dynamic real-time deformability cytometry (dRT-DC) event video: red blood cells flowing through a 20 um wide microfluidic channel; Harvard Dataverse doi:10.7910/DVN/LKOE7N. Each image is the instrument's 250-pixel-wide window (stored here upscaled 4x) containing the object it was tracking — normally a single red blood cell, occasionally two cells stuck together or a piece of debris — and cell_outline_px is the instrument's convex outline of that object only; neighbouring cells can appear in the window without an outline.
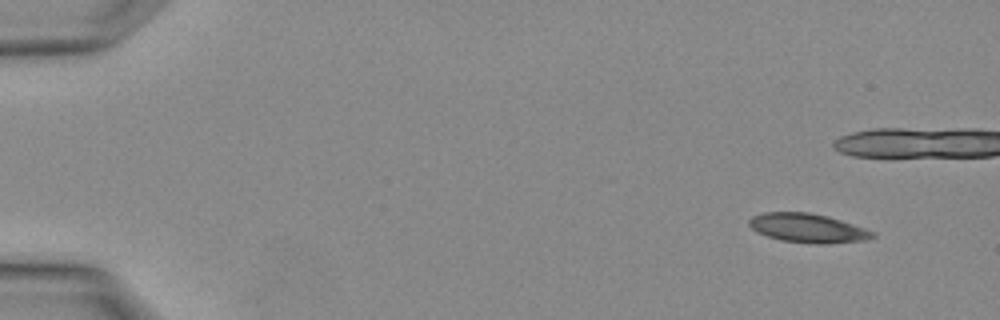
{"species": "Egyptian fruit bat (a non-hibernating species)", "species_latin": "Rousettus aegyptiacus", "temperature_condition": "warm", "stored_images_in_passage": 4, "camera_frame_rate_fps": 3000, "um_per_image_px": 0.085, "animal": {"sex": "female"}, "frame": {"image": 1, "passage_image": 1, "time_ms": 0.0, "image_size_px": [1000, 320], "cell_outline_px": [[876, 236], [864, 240], [828, 244], [816, 244], [780, 240], [756, 232], [748, 224], [748, 220], [752, 216], [764, 212], [808, 212], [828, 216], [876, 232]], "centroid_in_image_um": [68.65, 19.39], "position_along_channel_um": 16.4, "area_um2": 20.92}}